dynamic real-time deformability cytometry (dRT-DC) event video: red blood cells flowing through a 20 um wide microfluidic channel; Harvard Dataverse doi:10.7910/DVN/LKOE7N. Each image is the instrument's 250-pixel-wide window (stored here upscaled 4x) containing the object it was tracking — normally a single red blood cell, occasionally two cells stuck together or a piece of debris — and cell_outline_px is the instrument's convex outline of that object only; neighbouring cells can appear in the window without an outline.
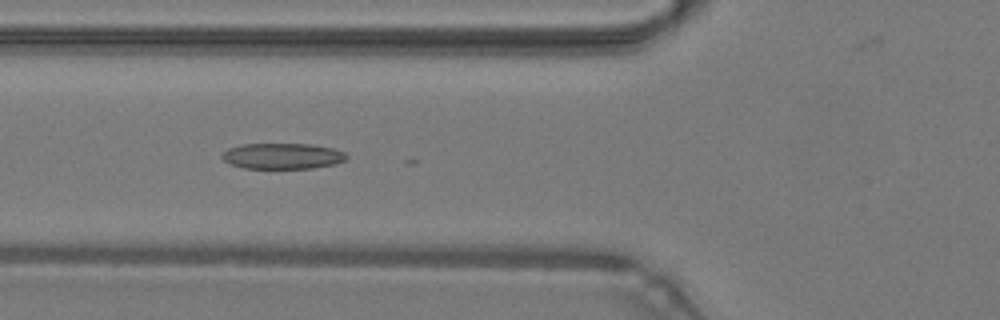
{"species": "common noctule bat (a hibernating species)", "species_latin": "Nyctalus noctula", "temperature_condition": "warm", "stored_images_in_passage": 27, "camera_frame_rate_fps": 3000, "um_per_image_px": 0.085, "animal": {"sex": "male", "body_mass_g": 19.2, "forearm_length_mm": 51.8}, "frame": {"image": 1, "passage_image": 18, "time_ms": 5.667, "image_size_px": [1000, 320], "cell_outline_px": [[348, 156], [344, 160], [336, 164], [312, 168], [244, 168], [228, 164], [220, 156], [228, 148], [240, 144], [308, 144], [332, 148], [344, 152]], "centroid_in_image_um": [23.98, 13.26], "position_along_channel_um": 101.8, "area_um2": 18.73}}
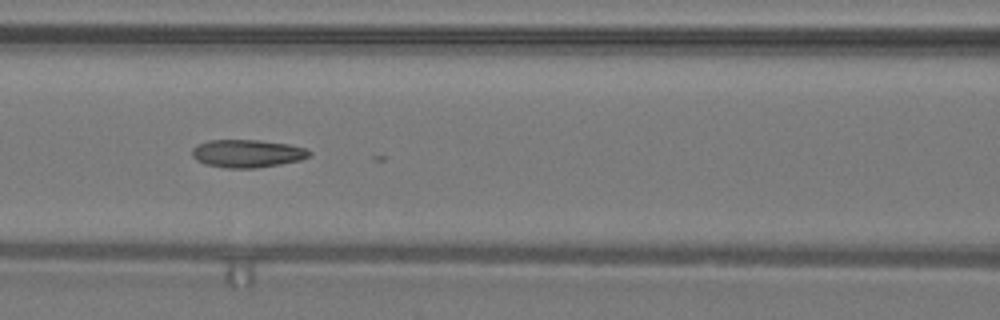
{"frame": {"image": 2, "passage_image": 21, "time_ms": 6.667, "image_size_px": [1000, 320], "cell_outline_px": [[312, 152], [308, 156], [300, 160], [280, 164], [256, 168], [224, 168], [204, 164], [196, 160], [192, 156], [192, 148], [196, 144], [208, 140], [260, 140], [288, 144], [304, 148]], "centroid_in_image_um": [20.96, 13.05], "position_along_channel_um": 145.6, "area_um2": 19.13}}
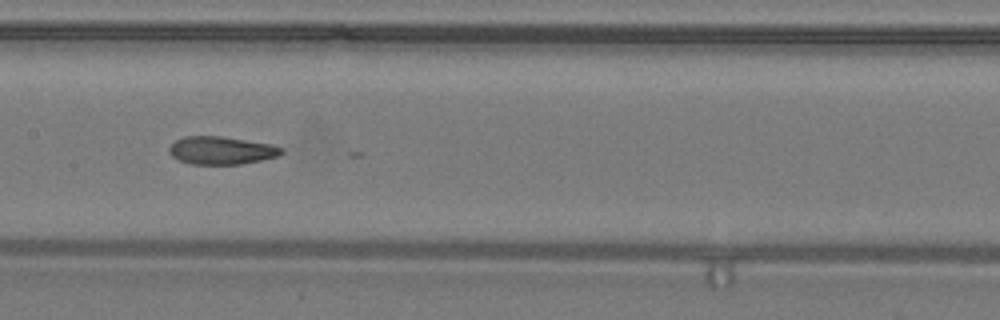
{"frame": {"image": 3, "passage_image": 24, "time_ms": 7.667, "image_size_px": [1000, 320], "cell_outline_px": [[284, 152], [276, 156], [260, 160], [240, 164], [192, 164], [180, 160], [172, 156], [168, 152], [168, 148], [176, 140], [184, 136], [220, 136], [272, 144], [284, 148]], "centroid_in_image_um": [18.81, 12.78], "position_along_channel_um": 188.6, "area_um2": 18.15}}